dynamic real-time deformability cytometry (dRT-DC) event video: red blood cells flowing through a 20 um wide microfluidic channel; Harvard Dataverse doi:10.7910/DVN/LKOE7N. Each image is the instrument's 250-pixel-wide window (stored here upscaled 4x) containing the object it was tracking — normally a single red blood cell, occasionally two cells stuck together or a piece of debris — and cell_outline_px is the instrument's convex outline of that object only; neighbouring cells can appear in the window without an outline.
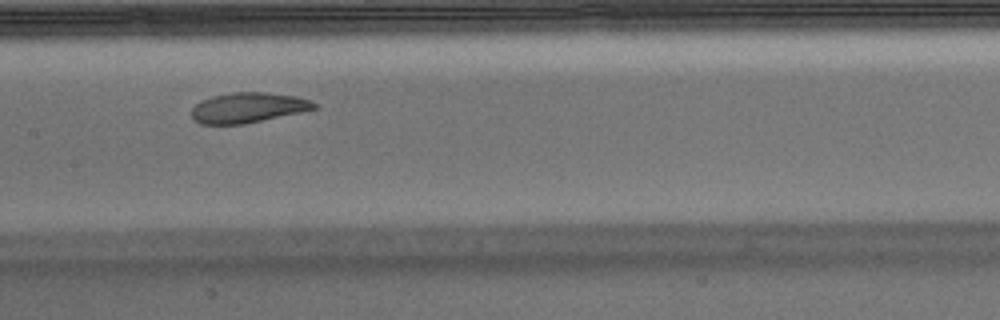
{"species": "Egyptian fruit bat (a non-hibernating species)", "species_latin": "Rousettus aegyptiacus", "temperature_condition": "warm", "stored_images_in_passage": 38, "camera_frame_rate_fps": 3000, "um_per_image_px": 0.085, "animal": {"sex": "male"}, "frame": {"image": 1, "passage_image": 12, "time_ms": 3.667, "image_size_px": [1000, 320], "cell_outline_px": [[316, 108], [300, 112], [244, 124], [200, 124], [192, 116], [192, 108], [200, 100], [212, 96], [232, 92], [264, 92], [296, 96], [312, 100], [316, 104]], "centroid_in_image_um": [21.07, 9.14], "position_along_channel_um": 186.3, "area_um2": 21.44}, "authors_computed_cell_mechanics": {"area_um2": 22.6287, "velocity_mm_per_s": 3.7563, "shape_relaxation_time_tau1_ms": 8.3674, "shape_relaxation_time_tau2_ms": 1.8151, "deformation_change_tau1": 0.2296, "deformation_change_tau2": 0.0705}}